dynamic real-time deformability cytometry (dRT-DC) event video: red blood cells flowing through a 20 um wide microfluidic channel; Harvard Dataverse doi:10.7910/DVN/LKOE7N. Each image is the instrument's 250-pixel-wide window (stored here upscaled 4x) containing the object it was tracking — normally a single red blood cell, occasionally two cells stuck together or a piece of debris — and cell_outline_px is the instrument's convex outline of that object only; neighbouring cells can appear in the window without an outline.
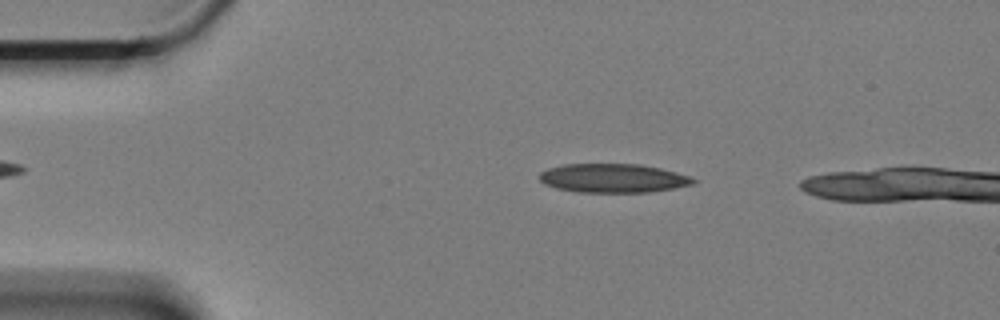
{"species": "Egyptian fruit bat (a non-hibernating species)", "species_latin": "Rousettus aegyptiacus", "temperature_condition": "cold", "stored_images_in_passage": 55, "camera_frame_rate_fps": 3000, "um_per_image_px": 0.085, "animal": {"sex": "female"}, "frame": {"image": 1, "passage_image": 10, "time_ms": 3.0, "image_size_px": [1000, 320], "cell_outline_px": [[696, 184], [648, 192], [576, 192], [556, 188], [544, 184], [540, 180], [540, 172], [548, 168], [564, 164], [640, 164], [660, 168], [676, 172], [688, 176], [696, 180]], "centroid_in_image_um": [52.09, 15.14], "position_along_channel_um": 32.9, "area_um2": 25.84}}
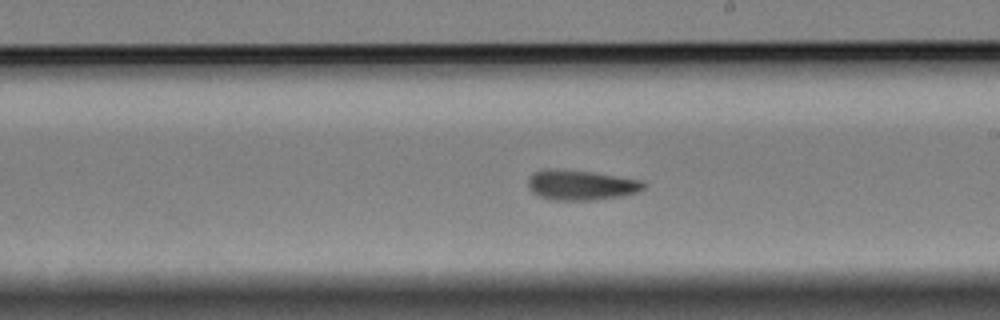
{"frame": {"image": 2, "passage_image": 29, "time_ms": 9.333, "image_size_px": [1000, 320], "cell_outline_px": [[648, 184], [640, 192], [620, 196], [596, 200], [552, 200], [540, 196], [532, 192], [528, 188], [528, 180], [536, 172], [592, 172], [644, 180]], "centroid_in_image_um": [49.53, 15.79], "position_along_channel_um": 239.5, "area_um2": 19.54}}
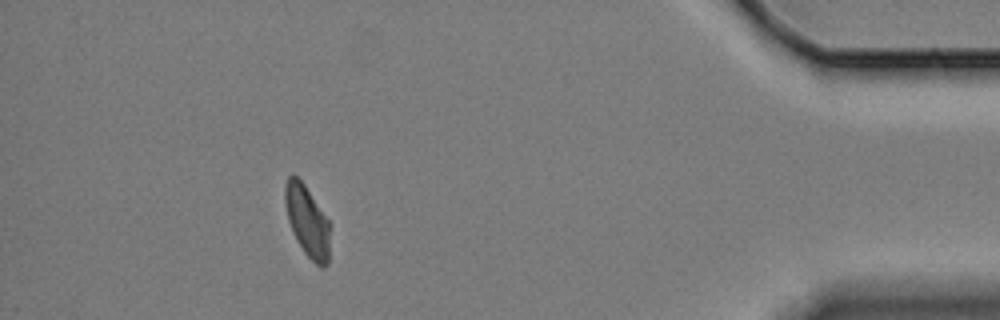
{"frame": {"image": 3, "passage_image": 49, "time_ms": 16.0, "image_size_px": [1000, 320], "cell_outline_px": [[328, 264], [324, 268], [320, 268], [304, 252], [292, 232], [288, 220], [284, 200], [284, 188], [288, 176], [296, 176], [304, 184], [328, 220]], "centroid_in_image_um": [26.08, 18.8], "position_along_channel_um": 409.1, "area_um2": 18.21}, "authors_computed_cell_mechanics": {"area_um2": 20.1722, "velocity_mm_per_s": 3.3188, "shape_relaxation_time_tau1_ms": null, "shape_relaxation_time_tau2_ms": 3.9264, "deformation_change_tau1": null, "deformation_change_tau2": 0.106}}